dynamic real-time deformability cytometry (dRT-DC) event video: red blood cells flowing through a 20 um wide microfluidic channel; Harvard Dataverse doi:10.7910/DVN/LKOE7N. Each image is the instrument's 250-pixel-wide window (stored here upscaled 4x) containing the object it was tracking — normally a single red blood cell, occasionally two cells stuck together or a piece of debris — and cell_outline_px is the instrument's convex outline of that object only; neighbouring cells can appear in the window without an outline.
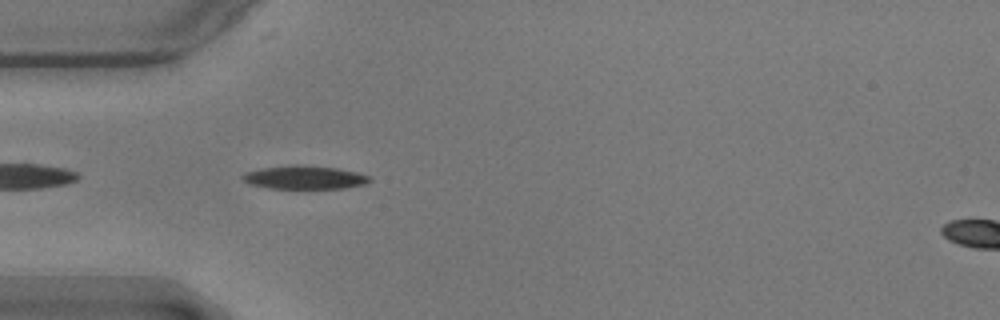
{"species": "common noctule bat (a hibernating species)", "species_latin": "Nyctalus noctula", "temperature_condition": "warm", "stored_images_in_passage": 43, "camera_frame_rate_fps": 3000, "um_per_image_px": 0.085, "animal": {"sex": "male", "body_mass_g": 17.9}, "frame": {"image": 1, "passage_image": 3, "time_ms": 0.667, "image_size_px": [1000, 320], "cell_outline_px": [[372, 180], [364, 184], [344, 188], [268, 188], [252, 184], [244, 180], [240, 176], [244, 172], [260, 168], [292, 164], [296, 164], [340, 168], [372, 176]], "centroid_in_image_um": [25.9, 15.06], "position_along_channel_um": 59.1, "area_um2": 17.46}}
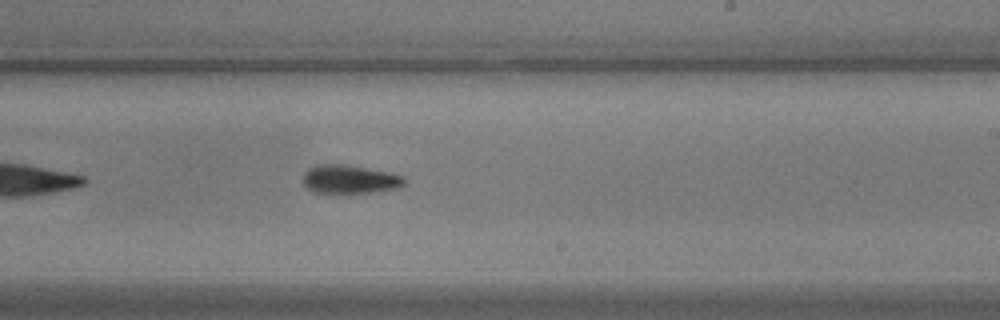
{"frame": {"image": 2, "passage_image": 20, "time_ms": 6.333, "image_size_px": [1000, 320], "cell_outline_px": [[408, 180], [400, 188], [348, 196], [312, 192], [304, 184], [304, 172], [308, 168], [316, 164], [344, 164], [392, 172], [404, 176]], "centroid_in_image_um": [29.76, 15.28], "position_along_channel_um": 259.2, "area_um2": 17.92}}
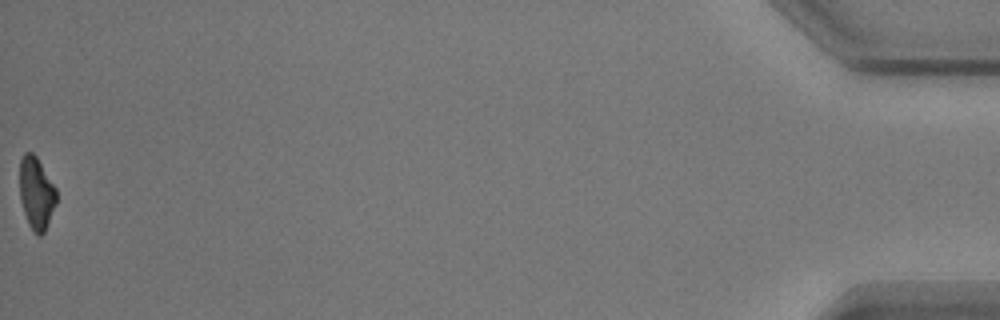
{"frame": {"image": 3, "passage_image": 43, "time_ms": 14.0, "image_size_px": [1000, 320], "cell_outline_px": [[56, 204], [48, 224], [44, 232], [40, 236], [36, 236], [28, 224], [20, 200], [20, 160], [24, 152], [32, 152], [36, 156], [56, 188]], "centroid_in_image_um": [3.08, 16.44], "position_along_channel_um": 432.1, "area_um2": 15.49}, "authors_computed_cell_mechanics": {"area_um2": 17.2822, "velocity_mm_per_s": 3.5649, "shape_relaxation_time_tau1_ms": 3.188, "shape_relaxation_time_tau2_ms": null, "deformation_change_tau1": 0.1348, "deformation_change_tau2": null}}